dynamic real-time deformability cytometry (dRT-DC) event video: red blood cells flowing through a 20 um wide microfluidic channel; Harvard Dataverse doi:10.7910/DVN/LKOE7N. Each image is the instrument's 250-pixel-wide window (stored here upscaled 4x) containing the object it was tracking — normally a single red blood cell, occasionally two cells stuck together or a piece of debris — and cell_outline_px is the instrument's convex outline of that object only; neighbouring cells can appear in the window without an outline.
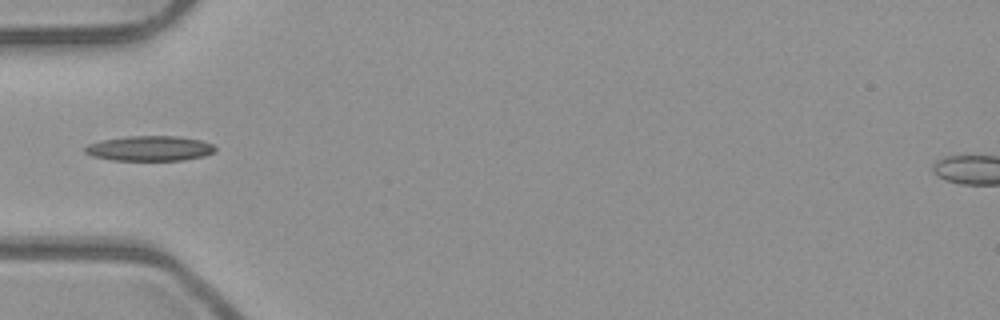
{"species": "common noctule bat (a hibernating species)", "species_latin": "Nyctalus noctula", "temperature_condition": "room temperature", "stored_images_in_passage": 18, "camera_frame_rate_fps": 3000, "um_per_image_px": 0.085, "animal": {"sex": "male", "body_mass_g": 23.1, "forearm_length_mm": 52.7}, "frame": {"image": 1, "passage_image": 1, "time_ms": 0.0, "image_size_px": [1000, 320], "cell_outline_px": [[216, 148], [212, 152], [204, 156], [184, 160], [112, 160], [92, 156], [84, 152], [84, 148], [88, 144], [104, 140], [128, 136], [176, 136], [200, 140], [212, 144]], "centroid_in_image_um": [12.71, 12.62], "position_along_channel_um": 72.3, "area_um2": 18.84}}
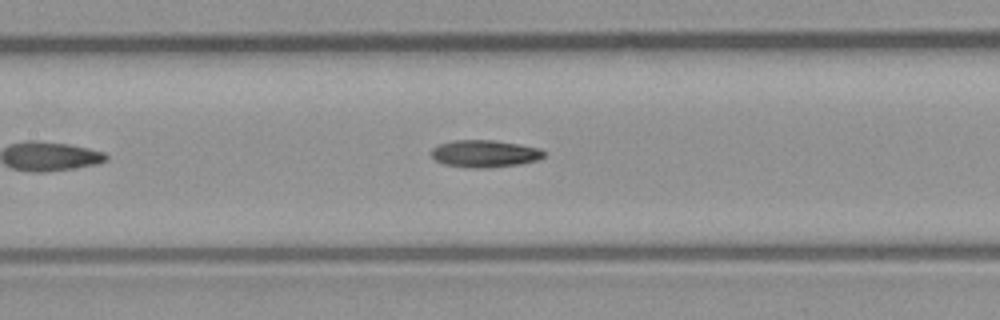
{"frame": {"image": 2, "passage_image": 8, "time_ms": 2.333, "image_size_px": [1000, 320], "cell_outline_px": [[544, 156], [536, 160], [520, 164], [488, 168], [468, 168], [444, 164], [436, 160], [432, 156], [432, 148], [440, 144], [452, 140], [496, 140], [540, 148], [544, 152]], "centroid_in_image_um": [41.19, 13.06], "position_along_channel_um": 166.2, "area_um2": 17.86}}
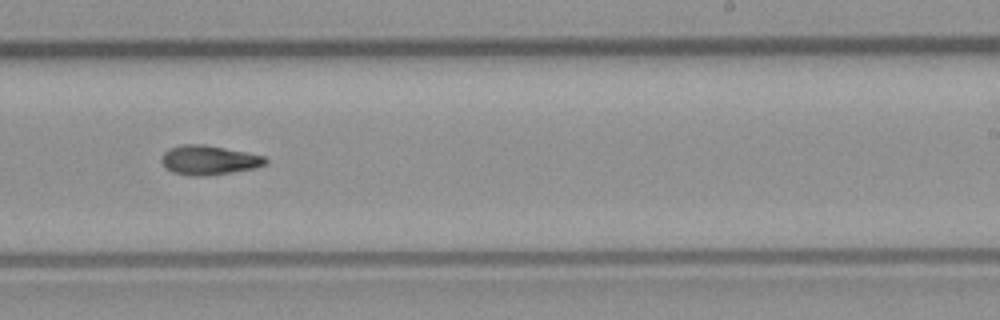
{"frame": {"image": 3, "passage_image": 16, "time_ms": 5.0, "image_size_px": [1000, 320], "cell_outline_px": [[268, 160], [264, 164], [256, 168], [232, 172], [204, 176], [188, 176], [172, 172], [160, 160], [160, 156], [168, 148], [180, 144], [204, 144], [264, 156]], "centroid_in_image_um": [17.71, 13.61], "position_along_channel_um": 271.3, "area_um2": 17.8}}